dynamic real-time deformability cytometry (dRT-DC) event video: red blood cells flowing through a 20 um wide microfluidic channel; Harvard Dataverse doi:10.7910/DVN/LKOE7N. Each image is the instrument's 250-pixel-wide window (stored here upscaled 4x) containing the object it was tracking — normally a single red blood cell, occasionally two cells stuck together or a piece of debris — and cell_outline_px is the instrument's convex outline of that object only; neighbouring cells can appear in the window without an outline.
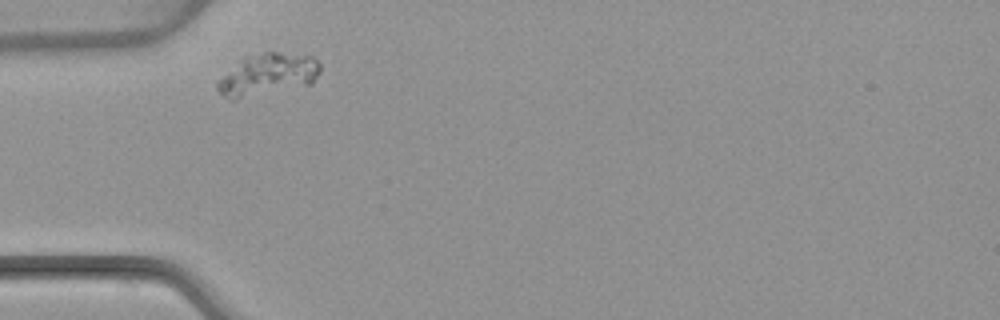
{"species": "common noctule bat (a hibernating species)", "species_latin": "Nyctalus noctula", "temperature_condition": "warm", "stored_images_in_passage": 2, "camera_frame_rate_fps": 3000, "um_per_image_px": 0.085, "animal": {"sex": "female", "body_mass_g": 22.7, "forearm_length_mm": 54.2}, "frame": {"image": 1, "passage_image": 1, "time_ms": 0.0, "image_size_px": [1000, 320], "cell_outline_px": [[320, 72], [312, 84], [236, 100], [232, 100], [224, 96], [216, 88], [216, 84], [244, 56], [264, 52], [280, 52], [312, 56], [320, 64]], "centroid_in_image_um": [22.79, 6.34], "position_along_channel_um": 62.2, "area_um2": 24.97}}
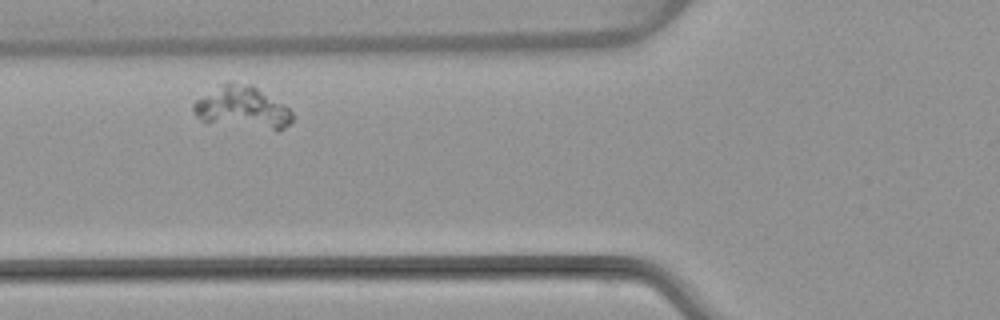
{"frame": {"image": 2, "passage_image": 2, "time_ms": 1.333, "image_size_px": [1000, 320], "cell_outline_px": [[292, 120], [280, 132], [276, 132], [200, 120], [192, 112], [192, 104], [196, 100], [220, 84], [228, 80], [252, 84], [284, 104], [292, 112]], "centroid_in_image_um": [20.61, 9.14], "position_along_channel_um": 105.2, "area_um2": 24.8}}